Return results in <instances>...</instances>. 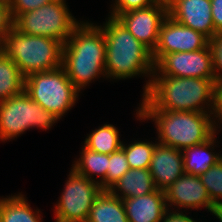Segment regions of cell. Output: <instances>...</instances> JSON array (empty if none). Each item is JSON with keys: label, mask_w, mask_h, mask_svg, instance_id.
Segmentation results:
<instances>
[{"label": "cell", "mask_w": 222, "mask_h": 222, "mask_svg": "<svg viewBox=\"0 0 222 222\" xmlns=\"http://www.w3.org/2000/svg\"><path fill=\"white\" fill-rule=\"evenodd\" d=\"M139 110L196 111L213 113L214 81L193 77L152 75Z\"/></svg>", "instance_id": "1"}, {"label": "cell", "mask_w": 222, "mask_h": 222, "mask_svg": "<svg viewBox=\"0 0 222 222\" xmlns=\"http://www.w3.org/2000/svg\"><path fill=\"white\" fill-rule=\"evenodd\" d=\"M106 39L105 73L107 78L125 80L147 76L144 95L149 89L155 64L152 52L138 41L116 18L108 17L103 25H98Z\"/></svg>", "instance_id": "2"}, {"label": "cell", "mask_w": 222, "mask_h": 222, "mask_svg": "<svg viewBox=\"0 0 222 222\" xmlns=\"http://www.w3.org/2000/svg\"><path fill=\"white\" fill-rule=\"evenodd\" d=\"M106 39L103 30L92 22L81 21L62 49V67L81 92L92 80L106 77Z\"/></svg>", "instance_id": "3"}, {"label": "cell", "mask_w": 222, "mask_h": 222, "mask_svg": "<svg viewBox=\"0 0 222 222\" xmlns=\"http://www.w3.org/2000/svg\"><path fill=\"white\" fill-rule=\"evenodd\" d=\"M136 110V118L152 120L158 143L183 151L210 139L221 127L213 113L196 111ZM218 128V129H217Z\"/></svg>", "instance_id": "4"}, {"label": "cell", "mask_w": 222, "mask_h": 222, "mask_svg": "<svg viewBox=\"0 0 222 222\" xmlns=\"http://www.w3.org/2000/svg\"><path fill=\"white\" fill-rule=\"evenodd\" d=\"M0 46L25 77L62 66L63 43L54 38L24 34L12 27Z\"/></svg>", "instance_id": "5"}, {"label": "cell", "mask_w": 222, "mask_h": 222, "mask_svg": "<svg viewBox=\"0 0 222 222\" xmlns=\"http://www.w3.org/2000/svg\"><path fill=\"white\" fill-rule=\"evenodd\" d=\"M24 91L34 102L59 119L72 109L80 95L62 66L27 75Z\"/></svg>", "instance_id": "6"}, {"label": "cell", "mask_w": 222, "mask_h": 222, "mask_svg": "<svg viewBox=\"0 0 222 222\" xmlns=\"http://www.w3.org/2000/svg\"><path fill=\"white\" fill-rule=\"evenodd\" d=\"M59 120L23 91L0 101V141L17 138L30 128L49 130Z\"/></svg>", "instance_id": "7"}, {"label": "cell", "mask_w": 222, "mask_h": 222, "mask_svg": "<svg viewBox=\"0 0 222 222\" xmlns=\"http://www.w3.org/2000/svg\"><path fill=\"white\" fill-rule=\"evenodd\" d=\"M80 23L72 16L66 0H55L20 14L13 20V27L21 33L54 38L64 44Z\"/></svg>", "instance_id": "8"}, {"label": "cell", "mask_w": 222, "mask_h": 222, "mask_svg": "<svg viewBox=\"0 0 222 222\" xmlns=\"http://www.w3.org/2000/svg\"><path fill=\"white\" fill-rule=\"evenodd\" d=\"M102 192L100 185L72 168L63 192L55 205V222H86L90 209Z\"/></svg>", "instance_id": "9"}, {"label": "cell", "mask_w": 222, "mask_h": 222, "mask_svg": "<svg viewBox=\"0 0 222 222\" xmlns=\"http://www.w3.org/2000/svg\"><path fill=\"white\" fill-rule=\"evenodd\" d=\"M154 72L158 76L193 77L214 81L210 46L197 51L166 54L155 64Z\"/></svg>", "instance_id": "10"}, {"label": "cell", "mask_w": 222, "mask_h": 222, "mask_svg": "<svg viewBox=\"0 0 222 222\" xmlns=\"http://www.w3.org/2000/svg\"><path fill=\"white\" fill-rule=\"evenodd\" d=\"M168 16V4L158 1L156 4L119 14L116 19L151 52L158 43L159 30Z\"/></svg>", "instance_id": "11"}, {"label": "cell", "mask_w": 222, "mask_h": 222, "mask_svg": "<svg viewBox=\"0 0 222 222\" xmlns=\"http://www.w3.org/2000/svg\"><path fill=\"white\" fill-rule=\"evenodd\" d=\"M208 45L209 39L205 35L183 26L167 16L161 24L158 43L152 52V58L156 64L166 54L197 51Z\"/></svg>", "instance_id": "12"}, {"label": "cell", "mask_w": 222, "mask_h": 222, "mask_svg": "<svg viewBox=\"0 0 222 222\" xmlns=\"http://www.w3.org/2000/svg\"><path fill=\"white\" fill-rule=\"evenodd\" d=\"M164 193L168 209L172 206L177 208L176 211L184 208L195 210L205 208L216 216L218 208L211 202L209 193L199 176L184 173L165 189Z\"/></svg>", "instance_id": "13"}, {"label": "cell", "mask_w": 222, "mask_h": 222, "mask_svg": "<svg viewBox=\"0 0 222 222\" xmlns=\"http://www.w3.org/2000/svg\"><path fill=\"white\" fill-rule=\"evenodd\" d=\"M168 16L179 24L205 35L209 40L218 32L214 28L210 0H169Z\"/></svg>", "instance_id": "14"}, {"label": "cell", "mask_w": 222, "mask_h": 222, "mask_svg": "<svg viewBox=\"0 0 222 222\" xmlns=\"http://www.w3.org/2000/svg\"><path fill=\"white\" fill-rule=\"evenodd\" d=\"M149 171L156 189L164 191L185 173L182 151L157 143L152 154Z\"/></svg>", "instance_id": "15"}, {"label": "cell", "mask_w": 222, "mask_h": 222, "mask_svg": "<svg viewBox=\"0 0 222 222\" xmlns=\"http://www.w3.org/2000/svg\"><path fill=\"white\" fill-rule=\"evenodd\" d=\"M129 222H161L168 210L165 193L156 189L145 196L123 199Z\"/></svg>", "instance_id": "16"}, {"label": "cell", "mask_w": 222, "mask_h": 222, "mask_svg": "<svg viewBox=\"0 0 222 222\" xmlns=\"http://www.w3.org/2000/svg\"><path fill=\"white\" fill-rule=\"evenodd\" d=\"M156 190L149 169H129L109 189V191L121 199L145 196ZM120 194V195H119Z\"/></svg>", "instance_id": "17"}, {"label": "cell", "mask_w": 222, "mask_h": 222, "mask_svg": "<svg viewBox=\"0 0 222 222\" xmlns=\"http://www.w3.org/2000/svg\"><path fill=\"white\" fill-rule=\"evenodd\" d=\"M216 133L202 144L191 146L182 151L184 172L199 176L210 169L222 158L221 152L215 153Z\"/></svg>", "instance_id": "18"}, {"label": "cell", "mask_w": 222, "mask_h": 222, "mask_svg": "<svg viewBox=\"0 0 222 222\" xmlns=\"http://www.w3.org/2000/svg\"><path fill=\"white\" fill-rule=\"evenodd\" d=\"M86 222H129L123 199L114 196L109 190H102L95 199Z\"/></svg>", "instance_id": "19"}, {"label": "cell", "mask_w": 222, "mask_h": 222, "mask_svg": "<svg viewBox=\"0 0 222 222\" xmlns=\"http://www.w3.org/2000/svg\"><path fill=\"white\" fill-rule=\"evenodd\" d=\"M24 196L18 193L0 198V222H42L40 210L34 211Z\"/></svg>", "instance_id": "20"}, {"label": "cell", "mask_w": 222, "mask_h": 222, "mask_svg": "<svg viewBox=\"0 0 222 222\" xmlns=\"http://www.w3.org/2000/svg\"><path fill=\"white\" fill-rule=\"evenodd\" d=\"M81 156L72 164V169L79 175L85 176L99 185L106 179L108 154H101L82 146ZM95 175L96 179L92 177Z\"/></svg>", "instance_id": "21"}, {"label": "cell", "mask_w": 222, "mask_h": 222, "mask_svg": "<svg viewBox=\"0 0 222 222\" xmlns=\"http://www.w3.org/2000/svg\"><path fill=\"white\" fill-rule=\"evenodd\" d=\"M25 76L12 59L0 52V101L24 91Z\"/></svg>", "instance_id": "22"}, {"label": "cell", "mask_w": 222, "mask_h": 222, "mask_svg": "<svg viewBox=\"0 0 222 222\" xmlns=\"http://www.w3.org/2000/svg\"><path fill=\"white\" fill-rule=\"evenodd\" d=\"M119 136L118 128L112 124H103L88 134L84 146L92 151L110 155L122 146L123 141Z\"/></svg>", "instance_id": "23"}, {"label": "cell", "mask_w": 222, "mask_h": 222, "mask_svg": "<svg viewBox=\"0 0 222 222\" xmlns=\"http://www.w3.org/2000/svg\"><path fill=\"white\" fill-rule=\"evenodd\" d=\"M158 141H131V144L122 143L121 148L126 154L127 161L131 169H149L153 151Z\"/></svg>", "instance_id": "24"}, {"label": "cell", "mask_w": 222, "mask_h": 222, "mask_svg": "<svg viewBox=\"0 0 222 222\" xmlns=\"http://www.w3.org/2000/svg\"><path fill=\"white\" fill-rule=\"evenodd\" d=\"M206 187L211 202L219 208L222 205V158L205 173L199 175Z\"/></svg>", "instance_id": "25"}, {"label": "cell", "mask_w": 222, "mask_h": 222, "mask_svg": "<svg viewBox=\"0 0 222 222\" xmlns=\"http://www.w3.org/2000/svg\"><path fill=\"white\" fill-rule=\"evenodd\" d=\"M129 169L130 166L122 148L108 155L106 179L100 184L101 189L109 190Z\"/></svg>", "instance_id": "26"}, {"label": "cell", "mask_w": 222, "mask_h": 222, "mask_svg": "<svg viewBox=\"0 0 222 222\" xmlns=\"http://www.w3.org/2000/svg\"><path fill=\"white\" fill-rule=\"evenodd\" d=\"M110 10V17L156 4L158 0H115Z\"/></svg>", "instance_id": "27"}, {"label": "cell", "mask_w": 222, "mask_h": 222, "mask_svg": "<svg viewBox=\"0 0 222 222\" xmlns=\"http://www.w3.org/2000/svg\"><path fill=\"white\" fill-rule=\"evenodd\" d=\"M55 0H8L12 20L22 13L35 10Z\"/></svg>", "instance_id": "28"}, {"label": "cell", "mask_w": 222, "mask_h": 222, "mask_svg": "<svg viewBox=\"0 0 222 222\" xmlns=\"http://www.w3.org/2000/svg\"><path fill=\"white\" fill-rule=\"evenodd\" d=\"M209 46L212 52L214 78L222 79V32L215 34L209 40Z\"/></svg>", "instance_id": "29"}, {"label": "cell", "mask_w": 222, "mask_h": 222, "mask_svg": "<svg viewBox=\"0 0 222 222\" xmlns=\"http://www.w3.org/2000/svg\"><path fill=\"white\" fill-rule=\"evenodd\" d=\"M13 27L8 0H0V43L8 31Z\"/></svg>", "instance_id": "30"}, {"label": "cell", "mask_w": 222, "mask_h": 222, "mask_svg": "<svg viewBox=\"0 0 222 222\" xmlns=\"http://www.w3.org/2000/svg\"><path fill=\"white\" fill-rule=\"evenodd\" d=\"M213 115L219 125H222V79L214 80V110ZM220 122V123H219Z\"/></svg>", "instance_id": "31"}, {"label": "cell", "mask_w": 222, "mask_h": 222, "mask_svg": "<svg viewBox=\"0 0 222 222\" xmlns=\"http://www.w3.org/2000/svg\"><path fill=\"white\" fill-rule=\"evenodd\" d=\"M211 1V14L214 23L215 30L222 32V0H210Z\"/></svg>", "instance_id": "32"}, {"label": "cell", "mask_w": 222, "mask_h": 222, "mask_svg": "<svg viewBox=\"0 0 222 222\" xmlns=\"http://www.w3.org/2000/svg\"><path fill=\"white\" fill-rule=\"evenodd\" d=\"M168 209L166 213L163 216L162 222H197L192 217L187 216V214L183 213L184 211H176V209L173 208Z\"/></svg>", "instance_id": "33"}, {"label": "cell", "mask_w": 222, "mask_h": 222, "mask_svg": "<svg viewBox=\"0 0 222 222\" xmlns=\"http://www.w3.org/2000/svg\"><path fill=\"white\" fill-rule=\"evenodd\" d=\"M216 217L217 219H219L220 222H222V205L218 208Z\"/></svg>", "instance_id": "34"}]
</instances>
